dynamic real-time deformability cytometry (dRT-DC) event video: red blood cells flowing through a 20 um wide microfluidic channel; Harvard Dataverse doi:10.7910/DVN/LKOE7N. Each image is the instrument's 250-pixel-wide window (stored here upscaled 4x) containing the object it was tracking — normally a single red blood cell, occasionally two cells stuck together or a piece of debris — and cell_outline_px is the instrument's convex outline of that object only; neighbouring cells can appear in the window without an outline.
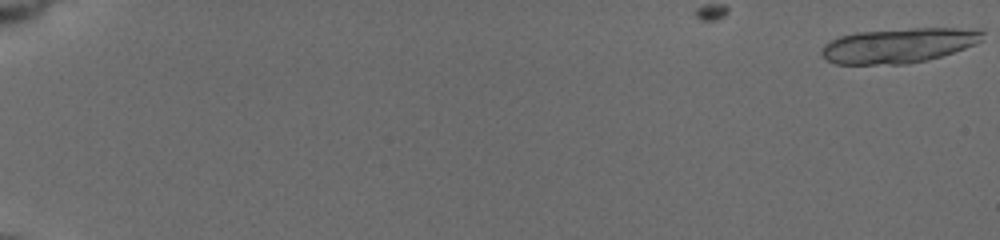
{"species": "common noctule bat (a hibernating species)", "species_latin": "Nyctalus noctula", "temperature_condition": "cold", "stored_images_in_passage": 32, "camera_frame_rate_fps": 3000, "um_per_image_px": 0.085, "animal": {"sex": "female", "body_mass_g": 19.5, "forearm_length_mm": 54.1}, "frame": {"image": 1, "passage_image": 1, "time_ms": 0.0, "image_size_px": [1000, 240], "cell_outline_px": [[984, 40], [976, 44], [928, 60], [908, 64], [836, 64], [824, 60], [820, 52], [820, 48], [828, 40], [840, 36], [856, 32], [912, 28], [980, 28], [984, 32]], "centroid_in_image_um": [76.37, 3.86], "position_along_channel_um": 8.6, "area_um2": 33.18}}